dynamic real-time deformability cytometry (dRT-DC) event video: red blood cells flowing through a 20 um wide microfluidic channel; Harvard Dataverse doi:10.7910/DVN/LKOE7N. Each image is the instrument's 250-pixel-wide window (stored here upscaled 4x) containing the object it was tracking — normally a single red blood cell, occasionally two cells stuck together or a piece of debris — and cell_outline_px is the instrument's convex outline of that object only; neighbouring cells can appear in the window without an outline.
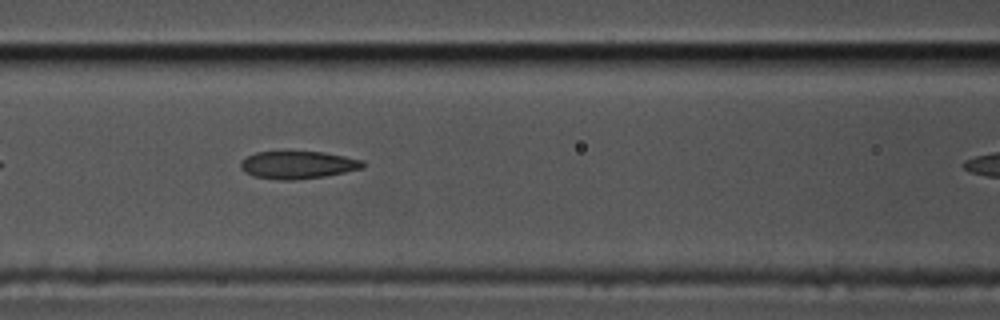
{"species": "common noctule bat (a hibernating species)", "species_latin": "Nyctalus noctula", "temperature_condition": "cold", "stored_images_in_passage": 21, "camera_frame_rate_fps": 3000, "um_per_image_px": 0.085, "animal": {"sex": "male", "body_mass_g": 17.5, "forearm_length_mm": 52.3}, "frame": {"image": 1, "passage_image": 10, "time_ms": 3.0, "image_size_px": [1000, 320], "cell_outline_px": [[364, 168], [324, 176], [296, 180], [284, 180], [252, 176], [244, 172], [240, 168], [240, 164], [248, 156], [256, 152], [324, 152], [364, 160]], "centroid_in_image_um": [25.33, 14.02], "position_along_channel_um": 141.3, "area_um2": 19.54}}